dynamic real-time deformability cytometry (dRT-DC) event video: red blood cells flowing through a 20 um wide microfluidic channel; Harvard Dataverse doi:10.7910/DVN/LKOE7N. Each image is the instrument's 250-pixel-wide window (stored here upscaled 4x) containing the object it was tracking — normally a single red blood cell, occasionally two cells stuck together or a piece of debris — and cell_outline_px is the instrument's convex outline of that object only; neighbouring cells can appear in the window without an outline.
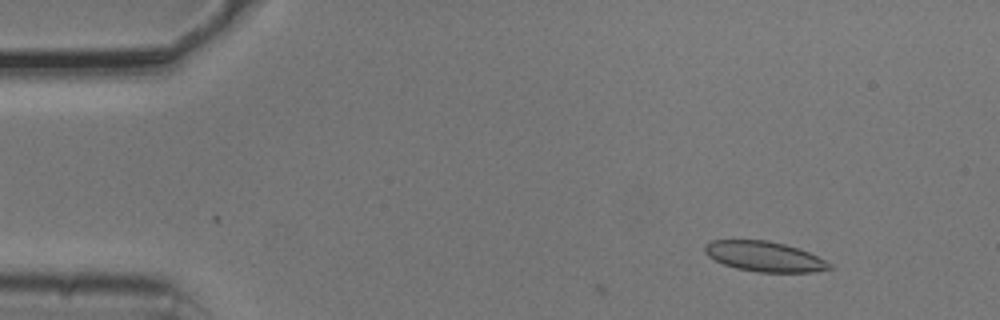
{"species": "common noctule bat (a hibernating species)", "species_latin": "Nyctalus noctula", "temperature_condition": "cold", "stored_images_in_passage": 2, "camera_frame_rate_fps": 3000, "um_per_image_px": 0.085, "animal": {"sex": "male", "body_mass_g": 20.5, "forearm_length_mm": 52.5}, "frame": {"image": 1, "passage_image": 2, "time_ms": 0.333, "image_size_px": [1000, 320], "cell_outline_px": [[832, 268], [812, 272], [756, 272], [736, 268], [724, 264], [708, 256], [704, 252], [704, 244], [712, 240], [768, 240], [784, 244], [808, 252], [832, 264]], "centroid_in_image_um": [64.94, 21.8], "position_along_channel_um": 20.1, "area_um2": 21.73}}